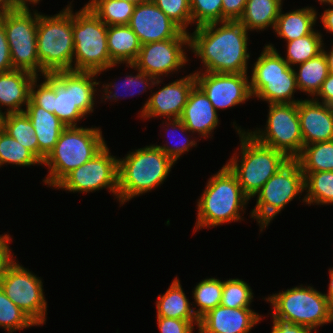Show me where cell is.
<instances>
[{
  "mask_svg": "<svg viewBox=\"0 0 333 333\" xmlns=\"http://www.w3.org/2000/svg\"><path fill=\"white\" fill-rule=\"evenodd\" d=\"M266 130L248 132L259 143L295 159L303 149L298 103L269 104Z\"/></svg>",
  "mask_w": 333,
  "mask_h": 333,
  "instance_id": "cell-13",
  "label": "cell"
},
{
  "mask_svg": "<svg viewBox=\"0 0 333 333\" xmlns=\"http://www.w3.org/2000/svg\"><path fill=\"white\" fill-rule=\"evenodd\" d=\"M299 65V72L297 73L295 70L298 90L312 96L317 95L322 83L330 73L325 55L322 52Z\"/></svg>",
  "mask_w": 333,
  "mask_h": 333,
  "instance_id": "cell-30",
  "label": "cell"
},
{
  "mask_svg": "<svg viewBox=\"0 0 333 333\" xmlns=\"http://www.w3.org/2000/svg\"><path fill=\"white\" fill-rule=\"evenodd\" d=\"M156 306L157 317L199 321L194 314V308L190 307V303L177 277L165 294L158 296Z\"/></svg>",
  "mask_w": 333,
  "mask_h": 333,
  "instance_id": "cell-27",
  "label": "cell"
},
{
  "mask_svg": "<svg viewBox=\"0 0 333 333\" xmlns=\"http://www.w3.org/2000/svg\"><path fill=\"white\" fill-rule=\"evenodd\" d=\"M260 317L250 307L219 305L199 320V333H248L260 321Z\"/></svg>",
  "mask_w": 333,
  "mask_h": 333,
  "instance_id": "cell-21",
  "label": "cell"
},
{
  "mask_svg": "<svg viewBox=\"0 0 333 333\" xmlns=\"http://www.w3.org/2000/svg\"><path fill=\"white\" fill-rule=\"evenodd\" d=\"M74 55L73 71L100 73L116 64L111 60L107 47V25L84 5L72 13Z\"/></svg>",
  "mask_w": 333,
  "mask_h": 333,
  "instance_id": "cell-7",
  "label": "cell"
},
{
  "mask_svg": "<svg viewBox=\"0 0 333 333\" xmlns=\"http://www.w3.org/2000/svg\"><path fill=\"white\" fill-rule=\"evenodd\" d=\"M174 162L155 145L130 152L118 159V200L124 204L163 183Z\"/></svg>",
  "mask_w": 333,
  "mask_h": 333,
  "instance_id": "cell-2",
  "label": "cell"
},
{
  "mask_svg": "<svg viewBox=\"0 0 333 333\" xmlns=\"http://www.w3.org/2000/svg\"><path fill=\"white\" fill-rule=\"evenodd\" d=\"M253 293L250 286L240 279L223 281L221 306L229 308L250 307Z\"/></svg>",
  "mask_w": 333,
  "mask_h": 333,
  "instance_id": "cell-38",
  "label": "cell"
},
{
  "mask_svg": "<svg viewBox=\"0 0 333 333\" xmlns=\"http://www.w3.org/2000/svg\"><path fill=\"white\" fill-rule=\"evenodd\" d=\"M304 186L308 192L303 198L307 204H333V171L303 173Z\"/></svg>",
  "mask_w": 333,
  "mask_h": 333,
  "instance_id": "cell-33",
  "label": "cell"
},
{
  "mask_svg": "<svg viewBox=\"0 0 333 333\" xmlns=\"http://www.w3.org/2000/svg\"><path fill=\"white\" fill-rule=\"evenodd\" d=\"M96 75L84 71L53 73V114L66 127H76L81 118L93 112L95 86L99 85L94 79Z\"/></svg>",
  "mask_w": 333,
  "mask_h": 333,
  "instance_id": "cell-8",
  "label": "cell"
},
{
  "mask_svg": "<svg viewBox=\"0 0 333 333\" xmlns=\"http://www.w3.org/2000/svg\"><path fill=\"white\" fill-rule=\"evenodd\" d=\"M189 46V33L182 31L176 38L141 45L130 68L140 70L155 79L182 68L188 61L182 47Z\"/></svg>",
  "mask_w": 333,
  "mask_h": 333,
  "instance_id": "cell-16",
  "label": "cell"
},
{
  "mask_svg": "<svg viewBox=\"0 0 333 333\" xmlns=\"http://www.w3.org/2000/svg\"><path fill=\"white\" fill-rule=\"evenodd\" d=\"M295 160L303 173L333 171V140L303 146Z\"/></svg>",
  "mask_w": 333,
  "mask_h": 333,
  "instance_id": "cell-29",
  "label": "cell"
},
{
  "mask_svg": "<svg viewBox=\"0 0 333 333\" xmlns=\"http://www.w3.org/2000/svg\"><path fill=\"white\" fill-rule=\"evenodd\" d=\"M24 112L34 127L39 143V160L43 163L48 154L54 149L61 132L66 126L55 114L35 105L30 99Z\"/></svg>",
  "mask_w": 333,
  "mask_h": 333,
  "instance_id": "cell-23",
  "label": "cell"
},
{
  "mask_svg": "<svg viewBox=\"0 0 333 333\" xmlns=\"http://www.w3.org/2000/svg\"><path fill=\"white\" fill-rule=\"evenodd\" d=\"M10 236L5 234L0 235V280L7 273L9 267L15 262L11 257L9 248Z\"/></svg>",
  "mask_w": 333,
  "mask_h": 333,
  "instance_id": "cell-47",
  "label": "cell"
},
{
  "mask_svg": "<svg viewBox=\"0 0 333 333\" xmlns=\"http://www.w3.org/2000/svg\"><path fill=\"white\" fill-rule=\"evenodd\" d=\"M303 144L333 140V106L319 100H301L298 102Z\"/></svg>",
  "mask_w": 333,
  "mask_h": 333,
  "instance_id": "cell-20",
  "label": "cell"
},
{
  "mask_svg": "<svg viewBox=\"0 0 333 333\" xmlns=\"http://www.w3.org/2000/svg\"><path fill=\"white\" fill-rule=\"evenodd\" d=\"M13 70L10 49L3 23L0 21V73Z\"/></svg>",
  "mask_w": 333,
  "mask_h": 333,
  "instance_id": "cell-46",
  "label": "cell"
},
{
  "mask_svg": "<svg viewBox=\"0 0 333 333\" xmlns=\"http://www.w3.org/2000/svg\"><path fill=\"white\" fill-rule=\"evenodd\" d=\"M40 13L27 6L0 13L8 41L13 69L24 70L38 77L41 63L37 53V25Z\"/></svg>",
  "mask_w": 333,
  "mask_h": 333,
  "instance_id": "cell-11",
  "label": "cell"
},
{
  "mask_svg": "<svg viewBox=\"0 0 333 333\" xmlns=\"http://www.w3.org/2000/svg\"><path fill=\"white\" fill-rule=\"evenodd\" d=\"M247 0H222V21H238L242 16Z\"/></svg>",
  "mask_w": 333,
  "mask_h": 333,
  "instance_id": "cell-45",
  "label": "cell"
},
{
  "mask_svg": "<svg viewBox=\"0 0 333 333\" xmlns=\"http://www.w3.org/2000/svg\"><path fill=\"white\" fill-rule=\"evenodd\" d=\"M34 325L36 324L6 296L0 287V326L8 333H12Z\"/></svg>",
  "mask_w": 333,
  "mask_h": 333,
  "instance_id": "cell-37",
  "label": "cell"
},
{
  "mask_svg": "<svg viewBox=\"0 0 333 333\" xmlns=\"http://www.w3.org/2000/svg\"><path fill=\"white\" fill-rule=\"evenodd\" d=\"M0 287L36 326L45 323L47 302L42 281L36 275L15 261L0 280Z\"/></svg>",
  "mask_w": 333,
  "mask_h": 333,
  "instance_id": "cell-14",
  "label": "cell"
},
{
  "mask_svg": "<svg viewBox=\"0 0 333 333\" xmlns=\"http://www.w3.org/2000/svg\"><path fill=\"white\" fill-rule=\"evenodd\" d=\"M105 146L99 128L66 127L42 163L50 169L44 183L55 187L67 174L91 160Z\"/></svg>",
  "mask_w": 333,
  "mask_h": 333,
  "instance_id": "cell-4",
  "label": "cell"
},
{
  "mask_svg": "<svg viewBox=\"0 0 333 333\" xmlns=\"http://www.w3.org/2000/svg\"><path fill=\"white\" fill-rule=\"evenodd\" d=\"M3 130L39 159L37 136L31 121L24 111L6 114L4 116Z\"/></svg>",
  "mask_w": 333,
  "mask_h": 333,
  "instance_id": "cell-31",
  "label": "cell"
},
{
  "mask_svg": "<svg viewBox=\"0 0 333 333\" xmlns=\"http://www.w3.org/2000/svg\"><path fill=\"white\" fill-rule=\"evenodd\" d=\"M40 0H18L21 6H27L28 2H32V4L38 3ZM27 2V3H26Z\"/></svg>",
  "mask_w": 333,
  "mask_h": 333,
  "instance_id": "cell-54",
  "label": "cell"
},
{
  "mask_svg": "<svg viewBox=\"0 0 333 333\" xmlns=\"http://www.w3.org/2000/svg\"><path fill=\"white\" fill-rule=\"evenodd\" d=\"M179 119L188 132H197L204 138L213 132L219 120L211 101L197 85L192 88Z\"/></svg>",
  "mask_w": 333,
  "mask_h": 333,
  "instance_id": "cell-22",
  "label": "cell"
},
{
  "mask_svg": "<svg viewBox=\"0 0 333 333\" xmlns=\"http://www.w3.org/2000/svg\"><path fill=\"white\" fill-rule=\"evenodd\" d=\"M4 116H5V113H3V112L0 110V130L3 129Z\"/></svg>",
  "mask_w": 333,
  "mask_h": 333,
  "instance_id": "cell-56",
  "label": "cell"
},
{
  "mask_svg": "<svg viewBox=\"0 0 333 333\" xmlns=\"http://www.w3.org/2000/svg\"><path fill=\"white\" fill-rule=\"evenodd\" d=\"M305 190L304 175L299 163L290 159L255 194L258 195L251 217L258 219L261 231L281 210Z\"/></svg>",
  "mask_w": 333,
  "mask_h": 333,
  "instance_id": "cell-12",
  "label": "cell"
},
{
  "mask_svg": "<svg viewBox=\"0 0 333 333\" xmlns=\"http://www.w3.org/2000/svg\"><path fill=\"white\" fill-rule=\"evenodd\" d=\"M86 5L107 26L129 24L135 7L121 0H90Z\"/></svg>",
  "mask_w": 333,
  "mask_h": 333,
  "instance_id": "cell-32",
  "label": "cell"
},
{
  "mask_svg": "<svg viewBox=\"0 0 333 333\" xmlns=\"http://www.w3.org/2000/svg\"><path fill=\"white\" fill-rule=\"evenodd\" d=\"M74 192H93L109 188L118 197V159L107 145L91 160L67 174L55 188Z\"/></svg>",
  "mask_w": 333,
  "mask_h": 333,
  "instance_id": "cell-15",
  "label": "cell"
},
{
  "mask_svg": "<svg viewBox=\"0 0 333 333\" xmlns=\"http://www.w3.org/2000/svg\"><path fill=\"white\" fill-rule=\"evenodd\" d=\"M139 73H137V75L136 76H132V75H128V76H126V78H125V81H124V83H123V85L122 86H124V87H126V88H130V87H134V88H137L139 85H144V86H142V88H143V91L144 90H146V87H149L150 85L152 86V85H157V84H159L160 82H161V80H159V79H155L153 76H150V75H148V74H146V73H144V72H142V71H140V70H137ZM148 82H151V83H148ZM113 86V88L114 89H118L119 87H117L116 86V84L115 85H107L106 84V86L105 85H103V87H105L104 88V91L103 92H105V96H104V98L105 99H109V100H111V98L113 99V100H116L119 96L117 95V92H115L114 94H113V92L112 91H110V89H109V87H112ZM124 87H122V88H124ZM126 88H124V89H126ZM108 89H109V91H108ZM120 89V88H119ZM118 89V90H119ZM123 90V89H122ZM142 91H140V93H141ZM130 96H133L134 95V93H132V94H129ZM121 96V95H120ZM123 97H124V95H123ZM125 98V97H124Z\"/></svg>",
  "mask_w": 333,
  "mask_h": 333,
  "instance_id": "cell-42",
  "label": "cell"
},
{
  "mask_svg": "<svg viewBox=\"0 0 333 333\" xmlns=\"http://www.w3.org/2000/svg\"><path fill=\"white\" fill-rule=\"evenodd\" d=\"M21 7L18 0H0V13Z\"/></svg>",
  "mask_w": 333,
  "mask_h": 333,
  "instance_id": "cell-51",
  "label": "cell"
},
{
  "mask_svg": "<svg viewBox=\"0 0 333 333\" xmlns=\"http://www.w3.org/2000/svg\"><path fill=\"white\" fill-rule=\"evenodd\" d=\"M206 189L198 201L195 231L202 227H215L224 222L241 220L240 210L249 197L243 192L236 176L224 165L210 177Z\"/></svg>",
  "mask_w": 333,
  "mask_h": 333,
  "instance_id": "cell-3",
  "label": "cell"
},
{
  "mask_svg": "<svg viewBox=\"0 0 333 333\" xmlns=\"http://www.w3.org/2000/svg\"><path fill=\"white\" fill-rule=\"evenodd\" d=\"M260 55L249 80L251 95L269 104L298 103L300 100H292L293 92L298 90L295 69L272 44L265 45Z\"/></svg>",
  "mask_w": 333,
  "mask_h": 333,
  "instance_id": "cell-9",
  "label": "cell"
},
{
  "mask_svg": "<svg viewBox=\"0 0 333 333\" xmlns=\"http://www.w3.org/2000/svg\"><path fill=\"white\" fill-rule=\"evenodd\" d=\"M107 47L115 64H132L140 51L141 43L129 25L107 26Z\"/></svg>",
  "mask_w": 333,
  "mask_h": 333,
  "instance_id": "cell-25",
  "label": "cell"
},
{
  "mask_svg": "<svg viewBox=\"0 0 333 333\" xmlns=\"http://www.w3.org/2000/svg\"><path fill=\"white\" fill-rule=\"evenodd\" d=\"M237 130L241 137V164H238V156H233L226 166L251 199L290 159L283 152L259 143L248 132Z\"/></svg>",
  "mask_w": 333,
  "mask_h": 333,
  "instance_id": "cell-5",
  "label": "cell"
},
{
  "mask_svg": "<svg viewBox=\"0 0 333 333\" xmlns=\"http://www.w3.org/2000/svg\"><path fill=\"white\" fill-rule=\"evenodd\" d=\"M71 5L54 16L40 15L37 25V53L41 76L73 71L74 38Z\"/></svg>",
  "mask_w": 333,
  "mask_h": 333,
  "instance_id": "cell-6",
  "label": "cell"
},
{
  "mask_svg": "<svg viewBox=\"0 0 333 333\" xmlns=\"http://www.w3.org/2000/svg\"><path fill=\"white\" fill-rule=\"evenodd\" d=\"M182 31L192 23L190 0H152Z\"/></svg>",
  "mask_w": 333,
  "mask_h": 333,
  "instance_id": "cell-40",
  "label": "cell"
},
{
  "mask_svg": "<svg viewBox=\"0 0 333 333\" xmlns=\"http://www.w3.org/2000/svg\"><path fill=\"white\" fill-rule=\"evenodd\" d=\"M322 3H329L330 5L333 4V0H318Z\"/></svg>",
  "mask_w": 333,
  "mask_h": 333,
  "instance_id": "cell-57",
  "label": "cell"
},
{
  "mask_svg": "<svg viewBox=\"0 0 333 333\" xmlns=\"http://www.w3.org/2000/svg\"><path fill=\"white\" fill-rule=\"evenodd\" d=\"M322 98V103L333 106V74L329 73L327 78L322 83L321 89L318 94Z\"/></svg>",
  "mask_w": 333,
  "mask_h": 333,
  "instance_id": "cell-49",
  "label": "cell"
},
{
  "mask_svg": "<svg viewBox=\"0 0 333 333\" xmlns=\"http://www.w3.org/2000/svg\"><path fill=\"white\" fill-rule=\"evenodd\" d=\"M121 1H126L129 3H133L134 5H138V4H141V3L149 1V0H121Z\"/></svg>",
  "mask_w": 333,
  "mask_h": 333,
  "instance_id": "cell-55",
  "label": "cell"
},
{
  "mask_svg": "<svg viewBox=\"0 0 333 333\" xmlns=\"http://www.w3.org/2000/svg\"><path fill=\"white\" fill-rule=\"evenodd\" d=\"M282 0H247L239 22L249 31L262 30L266 27L274 29Z\"/></svg>",
  "mask_w": 333,
  "mask_h": 333,
  "instance_id": "cell-28",
  "label": "cell"
},
{
  "mask_svg": "<svg viewBox=\"0 0 333 333\" xmlns=\"http://www.w3.org/2000/svg\"><path fill=\"white\" fill-rule=\"evenodd\" d=\"M196 85L194 73L189 74L180 80L172 83L152 93V96L146 101L141 111V117H167L168 121L179 119L187 103L192 88Z\"/></svg>",
  "mask_w": 333,
  "mask_h": 333,
  "instance_id": "cell-19",
  "label": "cell"
},
{
  "mask_svg": "<svg viewBox=\"0 0 333 333\" xmlns=\"http://www.w3.org/2000/svg\"><path fill=\"white\" fill-rule=\"evenodd\" d=\"M37 78L35 77L30 87L29 99L37 106L42 107L44 110L53 113V73L44 75V82L37 84ZM37 86V89H36ZM36 89V90H34Z\"/></svg>",
  "mask_w": 333,
  "mask_h": 333,
  "instance_id": "cell-41",
  "label": "cell"
},
{
  "mask_svg": "<svg viewBox=\"0 0 333 333\" xmlns=\"http://www.w3.org/2000/svg\"><path fill=\"white\" fill-rule=\"evenodd\" d=\"M273 306V319L310 328L333 322V308L327 297L313 287H294L266 298Z\"/></svg>",
  "mask_w": 333,
  "mask_h": 333,
  "instance_id": "cell-10",
  "label": "cell"
},
{
  "mask_svg": "<svg viewBox=\"0 0 333 333\" xmlns=\"http://www.w3.org/2000/svg\"><path fill=\"white\" fill-rule=\"evenodd\" d=\"M171 120L172 121H170V123L167 125H171L173 130L176 129L178 131V129H179L183 133L186 131H189L180 119H171ZM188 139L189 138L184 137V139H183L184 142L181 141V143H183V144H181L180 146L178 145L180 143H178L177 145H174L172 147H170V146L168 147L167 144L164 146L156 145V147H159L175 163L178 160V158H180L182 153H184L185 151H189L190 147L196 146L197 141H194V140L190 141Z\"/></svg>",
  "mask_w": 333,
  "mask_h": 333,
  "instance_id": "cell-43",
  "label": "cell"
},
{
  "mask_svg": "<svg viewBox=\"0 0 333 333\" xmlns=\"http://www.w3.org/2000/svg\"><path fill=\"white\" fill-rule=\"evenodd\" d=\"M322 52L326 57L327 60V64L329 67V72L333 74V46L331 48V51L328 53L324 50V48H322Z\"/></svg>",
  "mask_w": 333,
  "mask_h": 333,
  "instance_id": "cell-53",
  "label": "cell"
},
{
  "mask_svg": "<svg viewBox=\"0 0 333 333\" xmlns=\"http://www.w3.org/2000/svg\"><path fill=\"white\" fill-rule=\"evenodd\" d=\"M6 163L19 166L42 164L31 151L2 129L0 130V166Z\"/></svg>",
  "mask_w": 333,
  "mask_h": 333,
  "instance_id": "cell-36",
  "label": "cell"
},
{
  "mask_svg": "<svg viewBox=\"0 0 333 333\" xmlns=\"http://www.w3.org/2000/svg\"><path fill=\"white\" fill-rule=\"evenodd\" d=\"M322 35L313 31L311 34L287 42V56L284 60L291 65L302 64L322 53L324 43Z\"/></svg>",
  "mask_w": 333,
  "mask_h": 333,
  "instance_id": "cell-34",
  "label": "cell"
},
{
  "mask_svg": "<svg viewBox=\"0 0 333 333\" xmlns=\"http://www.w3.org/2000/svg\"><path fill=\"white\" fill-rule=\"evenodd\" d=\"M128 25L141 45L173 39L182 32L152 0L135 5Z\"/></svg>",
  "mask_w": 333,
  "mask_h": 333,
  "instance_id": "cell-18",
  "label": "cell"
},
{
  "mask_svg": "<svg viewBox=\"0 0 333 333\" xmlns=\"http://www.w3.org/2000/svg\"><path fill=\"white\" fill-rule=\"evenodd\" d=\"M157 321L161 333H193L194 324L199 326V321H188L165 317H157Z\"/></svg>",
  "mask_w": 333,
  "mask_h": 333,
  "instance_id": "cell-44",
  "label": "cell"
},
{
  "mask_svg": "<svg viewBox=\"0 0 333 333\" xmlns=\"http://www.w3.org/2000/svg\"><path fill=\"white\" fill-rule=\"evenodd\" d=\"M331 6H333V4H331ZM321 16V22L323 23L324 28L333 33V8L325 10Z\"/></svg>",
  "mask_w": 333,
  "mask_h": 333,
  "instance_id": "cell-50",
  "label": "cell"
},
{
  "mask_svg": "<svg viewBox=\"0 0 333 333\" xmlns=\"http://www.w3.org/2000/svg\"><path fill=\"white\" fill-rule=\"evenodd\" d=\"M222 293L223 281L216 278L204 279L196 285L193 297L199 307L194 311L198 320L221 304Z\"/></svg>",
  "mask_w": 333,
  "mask_h": 333,
  "instance_id": "cell-35",
  "label": "cell"
},
{
  "mask_svg": "<svg viewBox=\"0 0 333 333\" xmlns=\"http://www.w3.org/2000/svg\"><path fill=\"white\" fill-rule=\"evenodd\" d=\"M196 85L211 101L214 109H226L251 98L247 73H194Z\"/></svg>",
  "mask_w": 333,
  "mask_h": 333,
  "instance_id": "cell-17",
  "label": "cell"
},
{
  "mask_svg": "<svg viewBox=\"0 0 333 333\" xmlns=\"http://www.w3.org/2000/svg\"><path fill=\"white\" fill-rule=\"evenodd\" d=\"M329 274H330V283H329L328 294L324 295L327 297L330 305L333 308V269H329Z\"/></svg>",
  "mask_w": 333,
  "mask_h": 333,
  "instance_id": "cell-52",
  "label": "cell"
},
{
  "mask_svg": "<svg viewBox=\"0 0 333 333\" xmlns=\"http://www.w3.org/2000/svg\"><path fill=\"white\" fill-rule=\"evenodd\" d=\"M192 35L189 34V48L201 58L205 72L247 73L248 30L239 21L199 26Z\"/></svg>",
  "mask_w": 333,
  "mask_h": 333,
  "instance_id": "cell-1",
  "label": "cell"
},
{
  "mask_svg": "<svg viewBox=\"0 0 333 333\" xmlns=\"http://www.w3.org/2000/svg\"><path fill=\"white\" fill-rule=\"evenodd\" d=\"M316 19L317 12L311 7H304L286 14H282L280 9L274 30L279 37L289 42L311 34L314 31Z\"/></svg>",
  "mask_w": 333,
  "mask_h": 333,
  "instance_id": "cell-26",
  "label": "cell"
},
{
  "mask_svg": "<svg viewBox=\"0 0 333 333\" xmlns=\"http://www.w3.org/2000/svg\"><path fill=\"white\" fill-rule=\"evenodd\" d=\"M35 77L17 69L0 73V106L9 107L5 114L24 111L21 107L29 103L30 87Z\"/></svg>",
  "mask_w": 333,
  "mask_h": 333,
  "instance_id": "cell-24",
  "label": "cell"
},
{
  "mask_svg": "<svg viewBox=\"0 0 333 333\" xmlns=\"http://www.w3.org/2000/svg\"><path fill=\"white\" fill-rule=\"evenodd\" d=\"M312 330L306 326L294 324L281 319H273L271 333H311Z\"/></svg>",
  "mask_w": 333,
  "mask_h": 333,
  "instance_id": "cell-48",
  "label": "cell"
},
{
  "mask_svg": "<svg viewBox=\"0 0 333 333\" xmlns=\"http://www.w3.org/2000/svg\"><path fill=\"white\" fill-rule=\"evenodd\" d=\"M190 9L196 27L222 22V0H190Z\"/></svg>",
  "mask_w": 333,
  "mask_h": 333,
  "instance_id": "cell-39",
  "label": "cell"
}]
</instances>
